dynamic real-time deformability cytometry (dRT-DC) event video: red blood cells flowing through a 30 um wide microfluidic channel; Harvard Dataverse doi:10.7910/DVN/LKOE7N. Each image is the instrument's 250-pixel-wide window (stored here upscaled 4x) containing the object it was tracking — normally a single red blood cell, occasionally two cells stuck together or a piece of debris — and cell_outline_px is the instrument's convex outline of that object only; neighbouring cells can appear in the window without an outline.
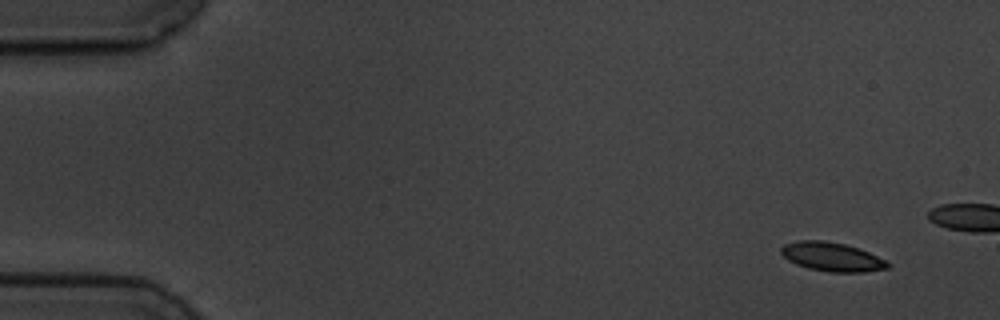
{"species": "common noctule bat (a hibernating species)", "species_latin": "Nyctalus noctula", "temperature_condition": "cold", "stored_images_in_passage": 4, "camera_frame_rate_fps": 3000, "um_per_image_px": 0.085, "animal": {"sex": "male", "body_mass_g": 19.5, "forearm_length_mm": 54.6}, "frame": {"image": 1, "passage_image": 1, "time_ms": 0.0, "image_size_px": [1000, 320], "cell_outline_px": [[892, 264], [888, 268], [864, 272], [832, 272], [808, 268], [796, 264], [788, 260], [780, 252], [780, 248], [784, 244], [800, 240], [824, 240], [844, 244], [868, 252]], "centroid_in_image_um": [70.69, 21.83], "position_along_channel_um": 14.3, "area_um2": 17.8}}